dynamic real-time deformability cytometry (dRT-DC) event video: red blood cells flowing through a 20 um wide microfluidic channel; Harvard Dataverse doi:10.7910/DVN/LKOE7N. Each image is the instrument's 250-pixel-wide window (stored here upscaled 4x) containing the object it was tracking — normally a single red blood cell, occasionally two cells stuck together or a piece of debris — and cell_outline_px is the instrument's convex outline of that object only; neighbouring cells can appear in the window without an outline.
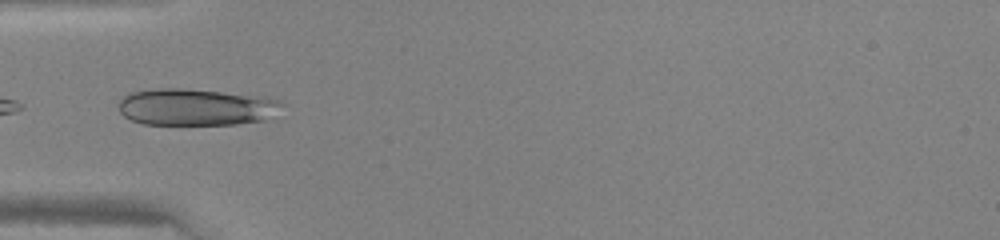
{"species": "human", "species_latin": "Homo sapiens", "temperature_condition": "warm", "stored_images_in_passage": 20, "camera_frame_rate_fps": 3000, "um_per_image_px": 0.085, "donor": {"sex": "female"}, "frame": {"image": 1, "passage_image": 15, "time_ms": 4.667, "image_size_px": [1000, 240], "cell_outline_px": [[284, 104], [264, 120], [236, 124], [144, 124], [132, 120], [124, 116], [120, 112], [120, 100], [124, 96], [132, 92], [160, 88], [184, 88], [264, 96], [280, 100]], "centroid_in_image_um": [16.65, 9.09], "position_along_channel_um": 68.3, "area_um2": 34.8}}